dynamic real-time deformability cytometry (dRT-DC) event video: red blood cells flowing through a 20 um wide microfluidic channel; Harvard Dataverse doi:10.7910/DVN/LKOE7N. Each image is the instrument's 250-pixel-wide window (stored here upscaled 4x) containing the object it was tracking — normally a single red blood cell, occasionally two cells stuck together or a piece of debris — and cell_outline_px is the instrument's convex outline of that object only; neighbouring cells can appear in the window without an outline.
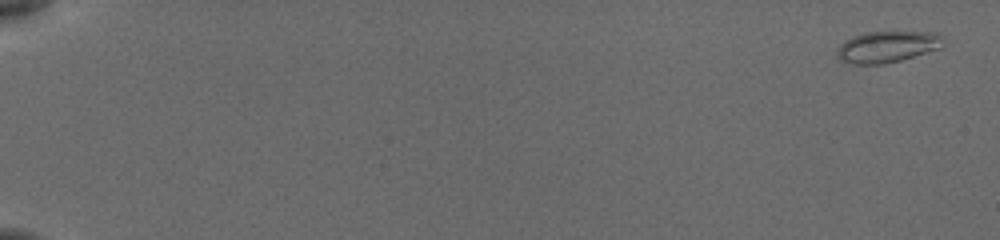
{"species": "common noctule bat (a hibernating species)", "species_latin": "Nyctalus noctula", "temperature_condition": "cold", "stored_images_in_passage": 13, "camera_frame_rate_fps": 3000, "um_per_image_px": 0.085, "animal": {"sex": "female", "body_mass_g": 19.5, "forearm_length_mm": 54.1}, "frame": {"image": 1, "passage_image": 1, "time_ms": 0.0, "image_size_px": [1000, 240], "cell_outline_px": [[944, 44], [940, 48], [900, 60], [884, 64], [852, 64], [840, 60], [836, 56], [836, 48], [840, 44], [852, 36], [864, 32], [936, 32], [944, 40]], "centroid_in_image_um": [75.37, 3.97], "position_along_channel_um": 9.6, "area_um2": 19.48}}
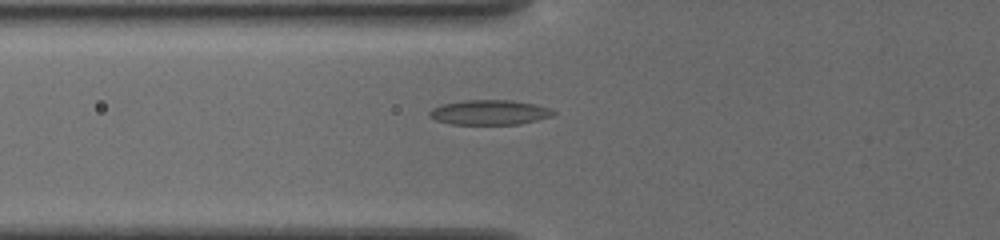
{"frame": {"image": 2, "passage_image": 11, "time_ms": 7.0, "image_size_px": [1000, 240], "cell_outline_px": [[556, 112], [552, 116], [520, 124], [452, 124], [436, 120], [428, 116], [428, 112], [432, 108], [440, 104], [464, 100], [512, 100], [536, 104], [548, 108]], "centroid_in_image_um": [41.58, 9.54], "position_along_channel_um": 84.2, "area_um2": 17.98}}
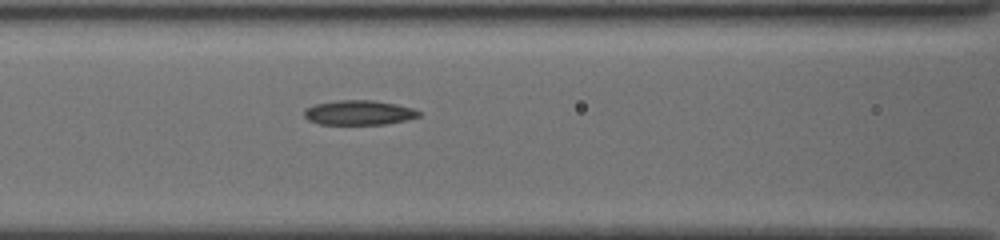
{"frame": {"image": 3, "passage_image": 13, "time_ms": 8.333, "image_size_px": [1000, 240], "cell_outline_px": [[420, 116], [408, 120], [384, 124], [320, 124], [308, 120], [304, 116], [304, 108], [312, 104], [336, 100], [376, 100], [396, 104], [412, 108], [420, 112]], "centroid_in_image_um": [30.48, 9.56], "position_along_channel_um": 136.1, "area_um2": 16.65}}